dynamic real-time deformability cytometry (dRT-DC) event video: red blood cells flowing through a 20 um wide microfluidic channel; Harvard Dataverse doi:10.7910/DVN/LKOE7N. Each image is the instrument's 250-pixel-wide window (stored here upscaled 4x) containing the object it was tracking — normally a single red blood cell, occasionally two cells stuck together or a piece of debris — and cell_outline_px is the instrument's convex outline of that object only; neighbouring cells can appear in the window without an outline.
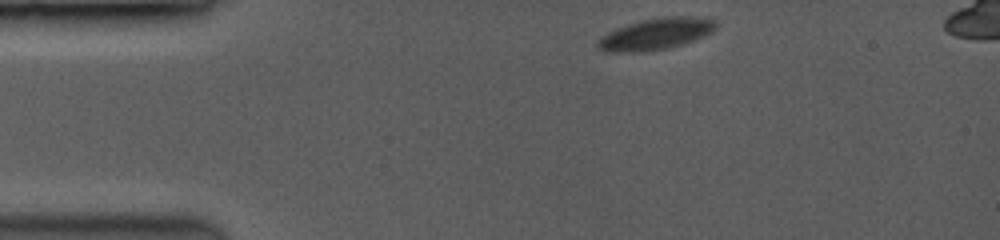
{"species": "common noctule bat (a hibernating species)", "species_latin": "Nyctalus noctula", "temperature_condition": "room temperature", "stored_images_in_passage": 9, "camera_frame_rate_fps": 3500, "um_per_image_px": 0.085, "animal": {"sex": "female", "body_mass_g": 19.0, "forearm_length_mm": 53.3}, "frame": {"image": 1, "passage_image": 1, "time_ms": 0.0, "image_size_px": [1000, 240], "cell_outline_px": [[716, 24], [708, 32], [700, 36], [664, 48], [600, 48], [600, 40], [604, 36], [620, 28], [644, 20], [668, 16], [672, 16], [712, 20]], "centroid_in_image_um": [55.85, 2.8], "position_along_channel_um": 29.2, "area_um2": 18.32}}
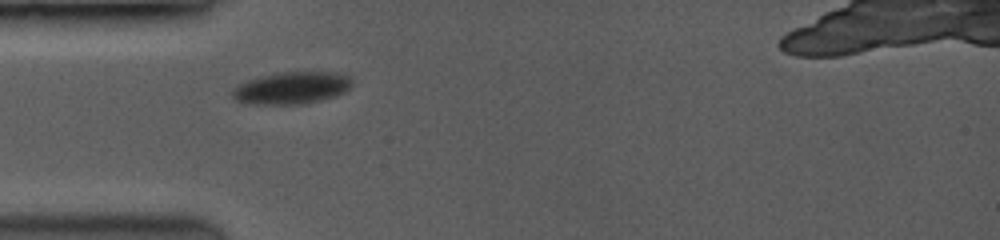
{"frame": {"image": 2, "passage_image": 8, "time_ms": 2.286, "image_size_px": [1000, 240], "cell_outline_px": [[352, 84], [344, 92], [320, 100], [300, 104], [252, 104], [240, 100], [232, 96], [232, 92], [240, 84], [248, 80], [264, 76], [284, 72], [328, 72], [348, 76], [352, 80]], "centroid_in_image_um": [24.82, 7.47], "position_along_channel_um": 60.2, "area_um2": 21.68}}